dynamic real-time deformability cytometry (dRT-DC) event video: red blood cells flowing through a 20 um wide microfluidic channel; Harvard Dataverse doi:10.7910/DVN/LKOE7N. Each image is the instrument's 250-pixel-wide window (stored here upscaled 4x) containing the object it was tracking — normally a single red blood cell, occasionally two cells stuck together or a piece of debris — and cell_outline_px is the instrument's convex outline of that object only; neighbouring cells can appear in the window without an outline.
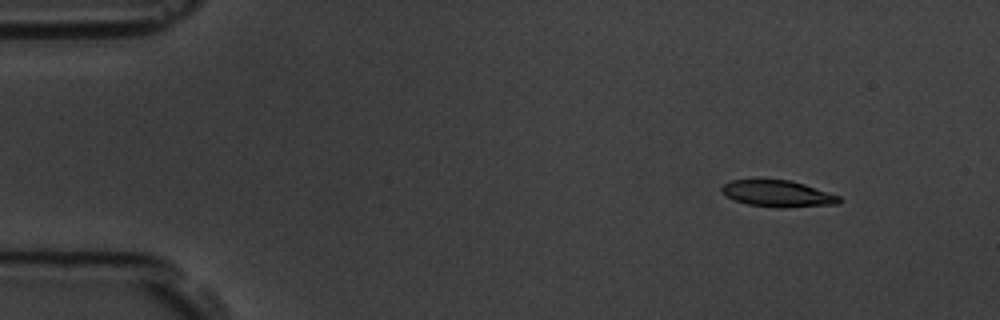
{"species": "common noctule bat (a hibernating species)", "species_latin": "Nyctalus noctula", "temperature_condition": "room temperature", "stored_images_in_passage": 3, "camera_frame_rate_fps": 3000, "um_per_image_px": 0.085, "animal": {"sex": "male", "body_mass_g": 19.5, "forearm_length_mm": 54.6}, "frame": {"image": 1, "passage_image": 1, "time_ms": 0.0, "image_size_px": [1000, 320], "cell_outline_px": [[840, 204], [784, 208], [776, 208], [748, 204], [724, 196], [720, 192], [720, 188], [724, 184], [732, 180], [788, 180], [804, 184], [840, 196]], "centroid_in_image_um": [66.1, 16.47], "position_along_channel_um": 18.9, "area_um2": 18.15}}